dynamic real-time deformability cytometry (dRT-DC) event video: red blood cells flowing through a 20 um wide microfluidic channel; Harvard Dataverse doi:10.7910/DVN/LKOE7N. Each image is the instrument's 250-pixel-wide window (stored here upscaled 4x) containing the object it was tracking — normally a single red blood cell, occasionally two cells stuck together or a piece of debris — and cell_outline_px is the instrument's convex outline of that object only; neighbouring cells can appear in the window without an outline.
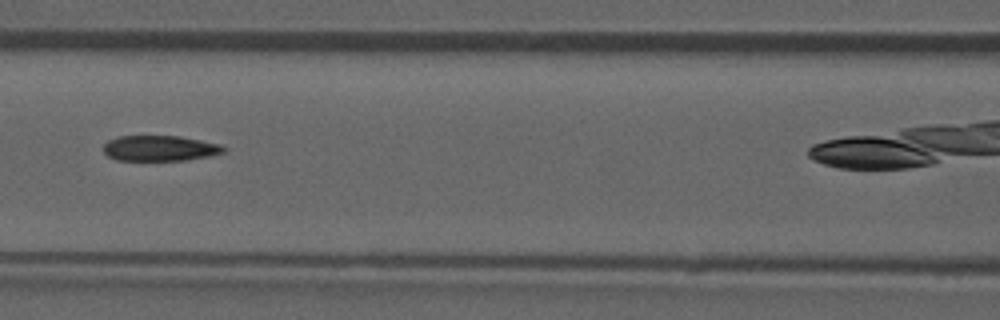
{"species": "common noctule bat (a hibernating species)", "species_latin": "Nyctalus noctula", "temperature_condition": "room temperature", "stored_images_in_passage": 7, "camera_frame_rate_fps": 3000, "um_per_image_px": 0.085, "animal": {"sex": "male", "forearm_length_mm": 52.5}, "frame": {"image": 1, "passage_image": 6, "time_ms": 5.667, "image_size_px": [1000, 320], "cell_outline_px": [[228, 148], [224, 152], [208, 156], [184, 160], [116, 160], [108, 156], [104, 152], [104, 144], [108, 140], [120, 136], [180, 136], [220, 144]], "centroid_in_image_um": [13.59, 12.6], "position_along_channel_um": 153.0, "area_um2": 17.8}}